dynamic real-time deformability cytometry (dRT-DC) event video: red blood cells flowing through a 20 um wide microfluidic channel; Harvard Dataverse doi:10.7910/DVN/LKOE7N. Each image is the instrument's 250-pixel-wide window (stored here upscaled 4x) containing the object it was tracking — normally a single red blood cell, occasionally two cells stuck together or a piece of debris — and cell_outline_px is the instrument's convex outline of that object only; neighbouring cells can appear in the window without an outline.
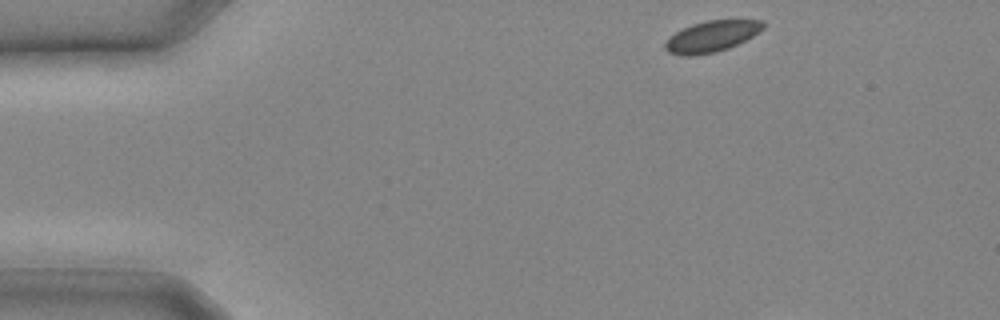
{"species": "common noctule bat (a hibernating species)", "species_latin": "Nyctalus noctula", "temperature_condition": "cold", "stored_images_in_passage": 5, "camera_frame_rate_fps": 3000, "um_per_image_px": 0.085, "animal": {"sex": "male", "body_mass_g": 20.4}, "frame": {"image": 1, "passage_image": 1, "time_ms": 0.0, "image_size_px": [1000, 320], "cell_outline_px": [[764, 28], [760, 32], [728, 48], [716, 52], [692, 56], [684, 56], [668, 52], [664, 48], [664, 44], [676, 32], [692, 24], [708, 20], [764, 20]], "centroid_in_image_um": [60.5, 3.09], "position_along_channel_um": 24.5, "area_um2": 17.57}}